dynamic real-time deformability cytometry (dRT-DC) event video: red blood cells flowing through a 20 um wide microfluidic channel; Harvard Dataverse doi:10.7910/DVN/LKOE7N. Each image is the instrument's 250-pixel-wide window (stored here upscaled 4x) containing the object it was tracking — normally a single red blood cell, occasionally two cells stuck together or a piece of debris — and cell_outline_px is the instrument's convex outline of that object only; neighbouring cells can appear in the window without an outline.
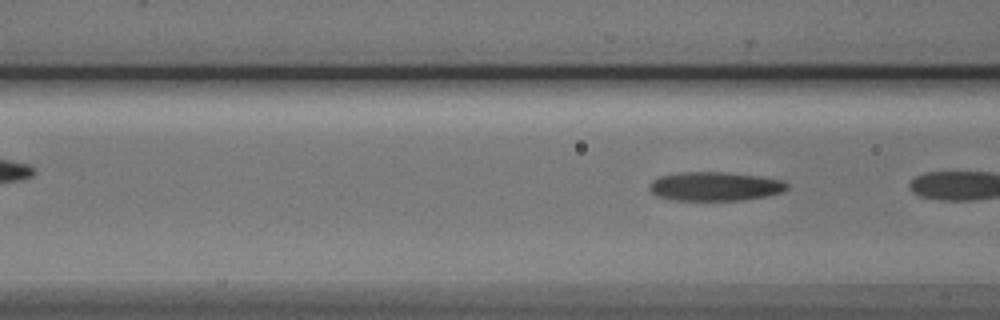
{"species": "Egyptian fruit bat (a non-hibernating species)", "species_latin": "Rousettus aegyptiacus", "temperature_condition": "cold", "stored_images_in_passage": 4, "camera_frame_rate_fps": 3000, "um_per_image_px": 0.085, "animal": {"sex": "male"}, "frame": {"image": 1, "passage_image": 4, "time_ms": 4.333, "image_size_px": [1000, 320], "cell_outline_px": [[788, 188], [780, 192], [764, 196], [744, 200], [672, 200], [660, 196], [652, 192], [648, 188], [648, 184], [652, 180], [660, 176], [680, 172], [724, 172], [756, 176], [784, 180], [788, 184]], "centroid_in_image_um": [60.74, 15.83], "position_along_channel_um": 105.9, "area_um2": 23.06}}